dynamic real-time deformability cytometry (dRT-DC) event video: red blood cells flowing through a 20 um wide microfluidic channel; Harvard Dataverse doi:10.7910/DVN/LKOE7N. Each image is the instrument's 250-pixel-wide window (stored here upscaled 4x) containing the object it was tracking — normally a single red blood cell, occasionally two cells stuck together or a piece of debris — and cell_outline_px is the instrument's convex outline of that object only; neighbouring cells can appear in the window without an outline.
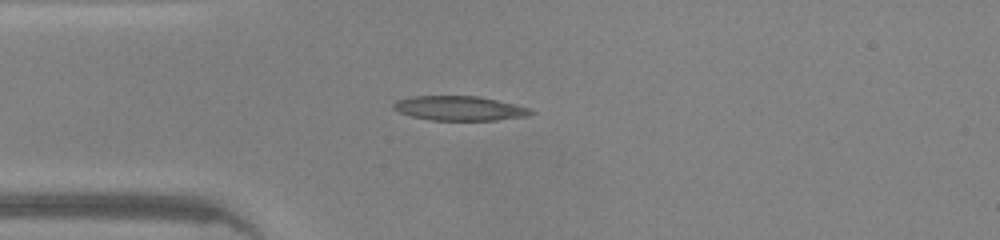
{"species": "common noctule bat (a hibernating species)", "species_latin": "Nyctalus noctula", "temperature_condition": "warm", "stored_images_in_passage": 39, "camera_frame_rate_fps": 3000, "um_per_image_px": 0.085, "animal": {"sex": "male", "body_mass_g": 20.0, "forearm_length_mm": 53.3}, "frame": {"image": 1, "passage_image": 5, "time_ms": 1.333, "image_size_px": [1000, 240], "cell_outline_px": [[536, 112], [528, 116], [496, 120], [432, 120], [412, 116], [400, 112], [392, 108], [392, 104], [396, 100], [412, 96], [480, 96], [528, 108]], "centroid_in_image_um": [39.03, 9.2], "position_along_channel_um": 46.0, "area_um2": 19.48}}
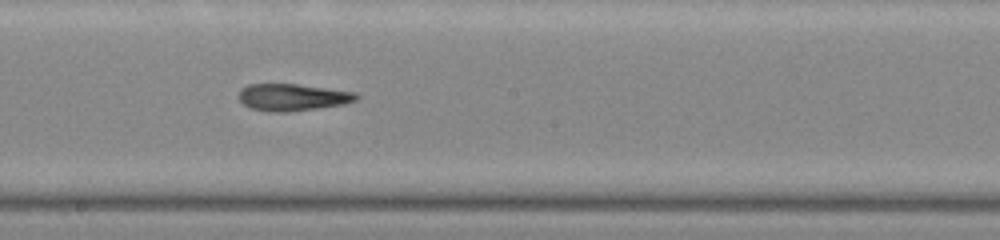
{"frame": {"image": 2, "passage_image": 18, "time_ms": 5.667, "image_size_px": [1000, 240], "cell_outline_px": [[360, 96], [356, 100], [344, 104], [288, 112], [272, 112], [252, 108], [244, 104], [240, 100], [240, 88], [248, 84], [296, 84], [356, 92]], "centroid_in_image_um": [24.88, 8.26], "position_along_channel_um": 223.3, "area_um2": 18.32}}
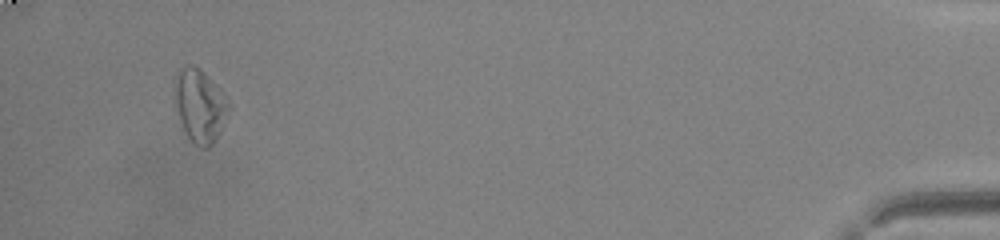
{"frame": {"image": 3, "passage_image": 37, "time_ms": 12.0, "image_size_px": [1000, 240], "cell_outline_px": [[232, 108], [228, 116], [212, 144], [208, 148], [200, 148], [188, 136], [180, 120], [176, 104], [176, 76], [180, 68], [192, 64], [200, 68], [220, 88], [232, 104]], "centroid_in_image_um": [17.05, 8.96], "position_along_channel_um": 418.1, "area_um2": 22.77}, "authors_computed_cell_mechanics": {"area_um2": 19.4786, "velocity_mm_per_s": 4.3629, "shape_relaxation_time_tau1_ms": 10.3803, "shape_relaxation_time_tau2_ms": 4.4585, "deformation_change_tau1": 0.2681, "deformation_change_tau2": 0.1538}}